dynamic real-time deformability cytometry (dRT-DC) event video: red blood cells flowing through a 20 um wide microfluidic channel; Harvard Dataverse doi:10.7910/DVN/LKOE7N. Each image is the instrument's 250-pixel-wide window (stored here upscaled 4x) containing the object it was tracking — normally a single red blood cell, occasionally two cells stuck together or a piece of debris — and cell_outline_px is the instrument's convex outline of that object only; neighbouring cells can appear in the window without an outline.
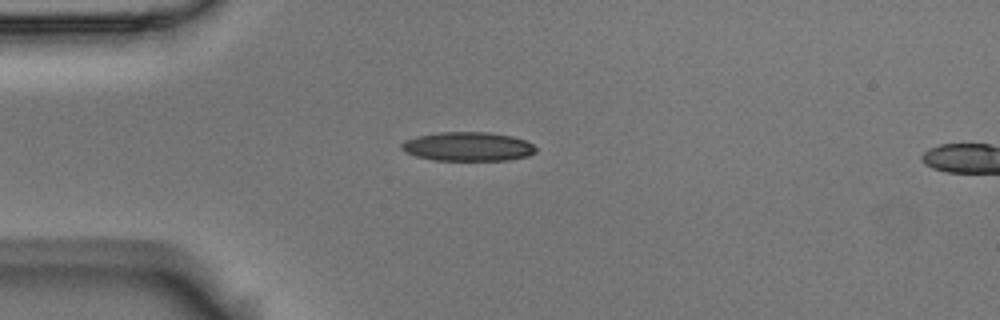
{"species": "Egyptian fruit bat (a non-hibernating species)", "species_latin": "Rousettus aegyptiacus", "temperature_condition": "room temperature", "stored_images_in_passage": 2, "camera_frame_rate_fps": 3000, "um_per_image_px": 0.085, "animal": {"sex": "male"}, "frame": {"image": 1, "passage_image": 1, "time_ms": 0.0, "image_size_px": [1000, 320], "cell_outline_px": [[536, 152], [528, 156], [508, 160], [432, 160], [416, 156], [400, 148], [400, 144], [404, 140], [416, 136], [436, 132], [488, 132], [512, 136], [524, 140], [532, 144], [536, 148]], "centroid_in_image_um": [39.75, 12.45], "position_along_channel_um": 45.2, "area_um2": 22.77}}